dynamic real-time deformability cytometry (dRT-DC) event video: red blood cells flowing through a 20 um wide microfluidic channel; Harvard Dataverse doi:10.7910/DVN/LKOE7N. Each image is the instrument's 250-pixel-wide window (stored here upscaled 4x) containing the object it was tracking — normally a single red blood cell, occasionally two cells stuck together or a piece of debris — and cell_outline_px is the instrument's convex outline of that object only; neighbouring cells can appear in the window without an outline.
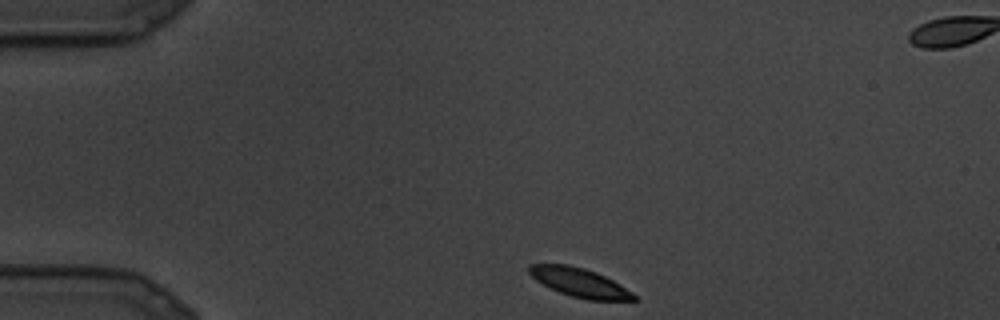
{"species": "common noctule bat (a hibernating species)", "species_latin": "Nyctalus noctula", "temperature_condition": "cold", "stored_images_in_passage": 9, "camera_frame_rate_fps": 3000, "um_per_image_px": 0.085, "animal": {"sex": "male", "body_mass_g": 19.5, "forearm_length_mm": 54.6}, "frame": {"image": 1, "passage_image": 1, "time_ms": 0.0, "image_size_px": [1000, 320], "cell_outline_px": [[640, 300], [588, 300], [572, 296], [560, 292], [536, 280], [528, 272], [528, 264], [568, 264], [584, 268], [596, 272], [620, 284], [632, 292]], "centroid_in_image_um": [49.28, 24.01], "position_along_channel_um": 35.7, "area_um2": 17.46}}
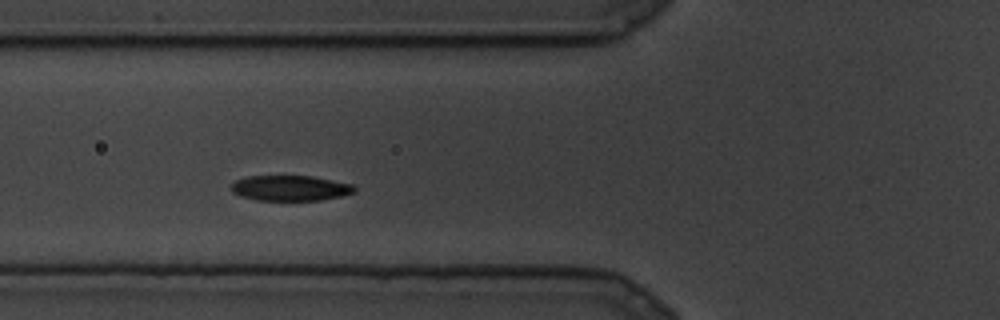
{"frame": {"image": 2, "passage_image": 6, "time_ms": 1.667, "image_size_px": [1000, 320], "cell_outline_px": [[356, 192], [340, 196], [320, 200], [256, 200], [240, 196], [232, 192], [232, 184], [236, 180], [248, 176], [312, 176], [352, 184], [356, 188]], "centroid_in_image_um": [24.68, 15.99], "position_along_channel_um": 101.1, "area_um2": 18.15}}
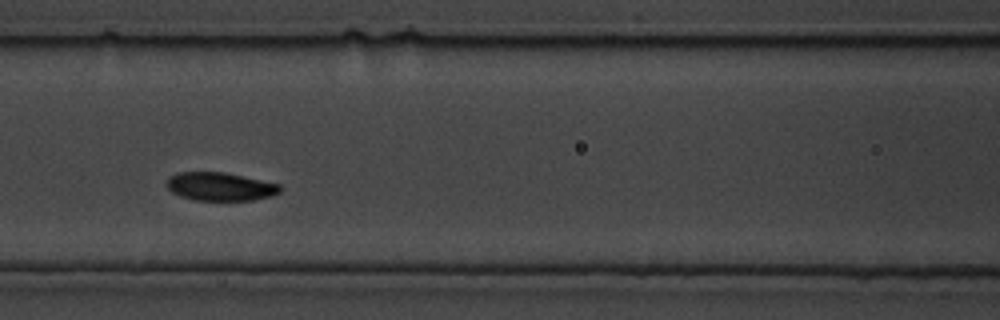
{"frame": {"image": 3, "passage_image": 8, "time_ms": 2.333, "image_size_px": [1000, 320], "cell_outline_px": [[280, 192], [272, 196], [252, 200], [196, 200], [180, 196], [172, 192], [164, 184], [168, 176], [176, 172], [224, 172], [280, 184]], "centroid_in_image_um": [18.66, 15.85], "position_along_channel_um": 147.9, "area_um2": 18.79}}